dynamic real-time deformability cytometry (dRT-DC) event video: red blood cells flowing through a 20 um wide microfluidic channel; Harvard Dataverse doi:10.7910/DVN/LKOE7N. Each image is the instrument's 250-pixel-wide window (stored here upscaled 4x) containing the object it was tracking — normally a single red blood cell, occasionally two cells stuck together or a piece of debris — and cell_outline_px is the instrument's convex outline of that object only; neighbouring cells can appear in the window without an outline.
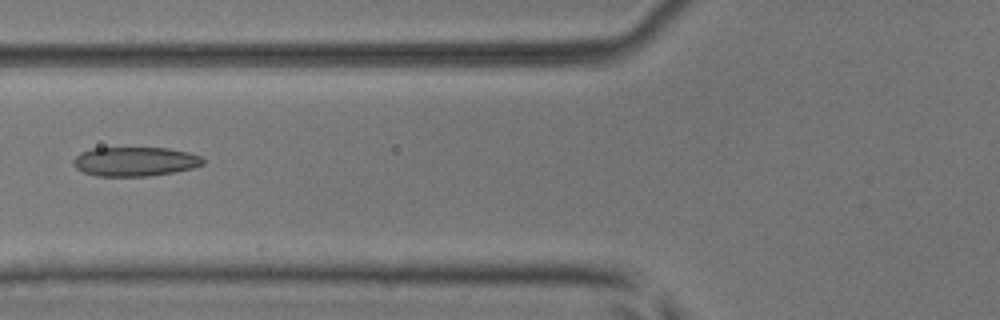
{"species": "common noctule bat (a hibernating species)", "species_latin": "Nyctalus noctula", "temperature_condition": "room temperature", "stored_images_in_passage": 3, "camera_frame_rate_fps": 3000, "um_per_image_px": 0.085, "animal": {"sex": "male", "body_mass_g": 17.9, "forearm_length_mm": 54.2}, "frame": {"image": 1, "passage_image": 3, "time_ms": 0.667, "image_size_px": [1000, 320], "cell_outline_px": [[204, 164], [192, 168], [172, 172], [148, 176], [96, 176], [84, 172], [76, 168], [72, 164], [72, 160], [80, 152], [92, 148], [168, 148], [188, 152], [200, 156], [204, 160]], "centroid_in_image_um": [11.44, 13.73], "position_along_channel_um": 114.4, "area_um2": 22.08}}